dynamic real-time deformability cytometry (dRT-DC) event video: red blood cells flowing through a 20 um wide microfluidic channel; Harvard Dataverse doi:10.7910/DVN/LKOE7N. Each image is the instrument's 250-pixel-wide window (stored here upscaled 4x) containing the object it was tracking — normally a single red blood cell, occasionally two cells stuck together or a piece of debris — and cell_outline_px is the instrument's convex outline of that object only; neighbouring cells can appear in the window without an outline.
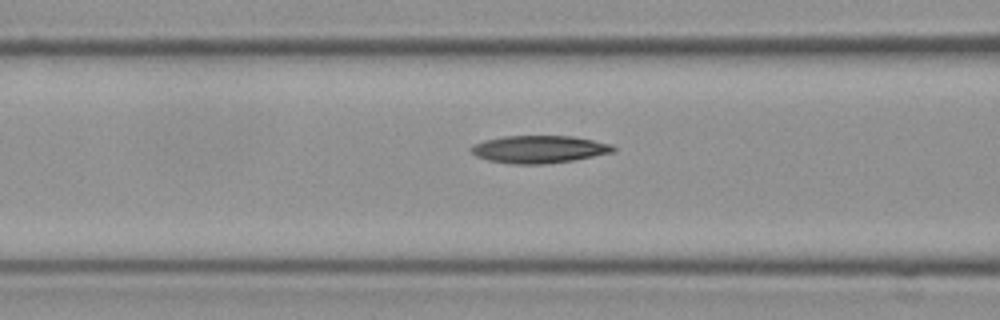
{"species": "Egyptian fruit bat (a non-hibernating species)", "species_latin": "Rousettus aegyptiacus", "temperature_condition": "cold", "stored_images_in_passage": 9, "segment_of_instrument_passage": [2, 2], "camera_frame_rate_fps": 3000, "um_per_image_px": 0.085, "frame": {"image": 1, "passage_image": 9, "time_ms": 2.667, "image_size_px": [1000, 320], "cell_outline_px": [[616, 148], [612, 152], [572, 160], [544, 164], [512, 164], [488, 160], [476, 156], [468, 148], [472, 144], [484, 140], [504, 136], [572, 136], [612, 144]], "centroid_in_image_um": [45.77, 12.68], "position_along_channel_um": 120.8, "area_um2": 22.72}}